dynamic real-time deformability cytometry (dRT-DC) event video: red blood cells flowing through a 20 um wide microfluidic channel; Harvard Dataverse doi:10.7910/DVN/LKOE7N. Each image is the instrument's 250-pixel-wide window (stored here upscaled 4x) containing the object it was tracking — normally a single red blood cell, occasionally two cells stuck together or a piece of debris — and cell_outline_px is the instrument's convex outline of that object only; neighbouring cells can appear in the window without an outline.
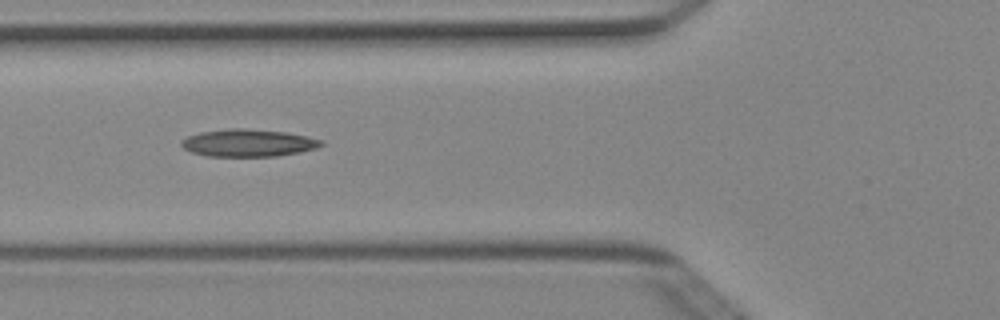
{"species": "Egyptian fruit bat (a non-hibernating species)", "species_latin": "Rousettus aegyptiacus", "temperature_condition": "cold", "stored_images_in_passage": 8, "camera_frame_rate_fps": 3000, "um_per_image_px": 0.085, "animal": {"sex": "female"}, "frame": {"image": 1, "passage_image": 6, "time_ms": 1.667, "image_size_px": [1000, 320], "cell_outline_px": [[324, 144], [316, 148], [300, 152], [276, 156], [208, 156], [192, 152], [184, 148], [180, 144], [180, 140], [188, 136], [200, 132], [228, 128], [244, 128], [288, 132], [324, 140]], "centroid_in_image_um": [21.11, 12.14], "position_along_channel_um": 104.7, "area_um2": 22.43}}
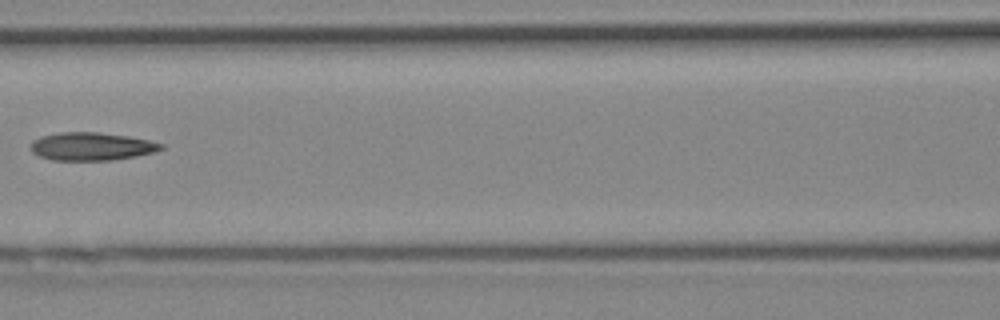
{"frame": {"image": 2, "passage_image": 7, "time_ms": 2.0, "image_size_px": [1000, 320], "cell_outline_px": [[164, 148], [156, 152], [136, 156], [112, 160], [52, 160], [40, 156], [32, 152], [32, 140], [40, 136], [60, 132], [100, 132], [128, 136], [148, 140], [164, 144]], "centroid_in_image_um": [7.8, 12.44], "position_along_channel_um": 158.8, "area_um2": 21.33}}
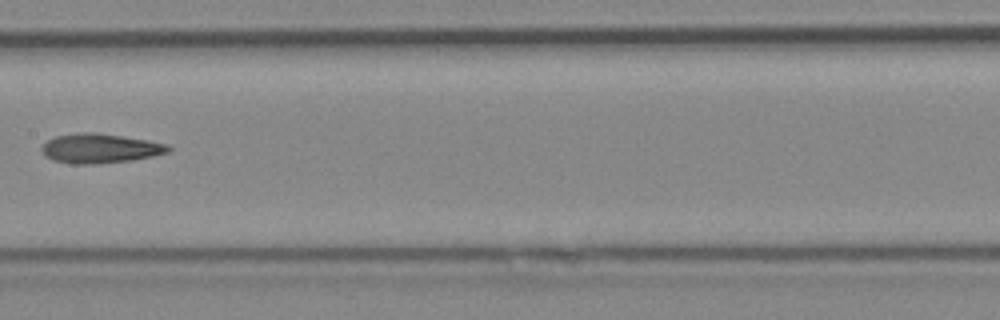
{"frame": {"image": 3, "passage_image": 8, "time_ms": 2.333, "image_size_px": [1000, 320], "cell_outline_px": [[172, 148], [168, 152], [152, 156], [132, 160], [96, 164], [72, 164], [52, 160], [44, 156], [40, 148], [48, 140], [56, 136], [80, 132], [96, 132], [148, 140], [168, 144]], "centroid_in_image_um": [8.49, 12.61], "position_along_channel_um": 198.9, "area_um2": 21.85}}